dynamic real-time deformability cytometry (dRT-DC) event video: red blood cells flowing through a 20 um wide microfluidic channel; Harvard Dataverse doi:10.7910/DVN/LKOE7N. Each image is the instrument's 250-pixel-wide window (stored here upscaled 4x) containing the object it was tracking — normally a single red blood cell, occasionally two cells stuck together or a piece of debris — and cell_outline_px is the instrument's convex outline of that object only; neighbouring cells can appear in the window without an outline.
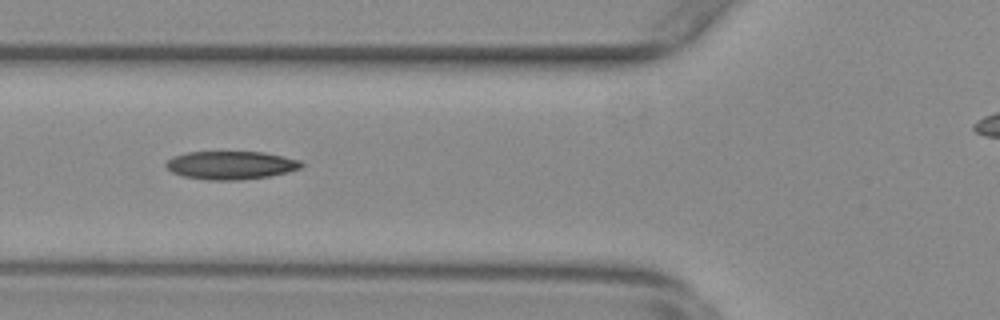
{"species": "common noctule bat (a hibernating species)", "species_latin": "Nyctalus noctula", "temperature_condition": "warm", "stored_images_in_passage": 37, "camera_frame_rate_fps": 3000, "um_per_image_px": 0.085, "animal": {"sex": "female", "body_mass_g": 29.2, "forearm_length_mm": 56.3}, "frame": {"image": 1, "passage_image": 9, "time_ms": 2.667, "image_size_px": [1000, 320], "cell_outline_px": [[304, 164], [300, 168], [288, 172], [272, 176], [240, 180], [208, 180], [184, 176], [172, 172], [164, 164], [172, 156], [188, 152], [264, 152], [284, 156], [300, 160]], "centroid_in_image_um": [19.65, 14.04], "position_along_channel_um": 106.2, "area_um2": 22.37}}
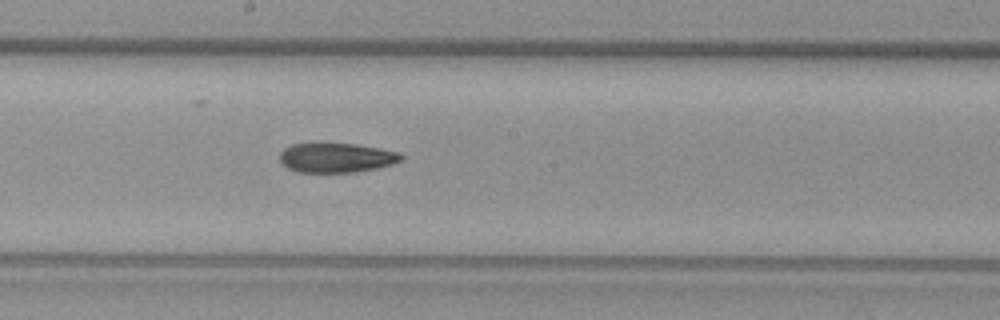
{"frame": {"image": 2, "passage_image": 18, "time_ms": 5.667, "image_size_px": [1000, 320], "cell_outline_px": [[404, 160], [392, 164], [376, 168], [356, 172], [296, 172], [288, 168], [280, 160], [280, 152], [284, 148], [292, 144], [316, 140], [320, 140], [356, 144], [380, 148], [400, 152], [404, 156]], "centroid_in_image_um": [28.58, 13.35], "position_along_channel_um": 219.6, "area_um2": 21.85}}
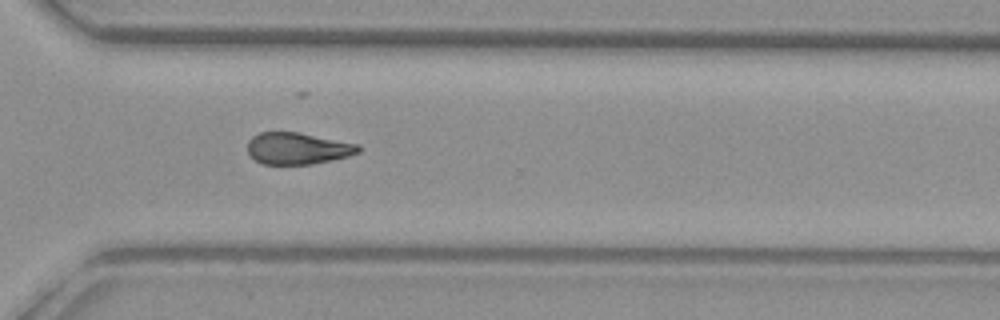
{"frame": {"image": 3, "passage_image": 28, "time_ms": 9.0, "image_size_px": [1000, 320], "cell_outline_px": [[360, 152], [348, 156], [332, 160], [312, 164], [260, 164], [248, 152], [248, 140], [252, 136], [260, 132], [300, 132], [360, 144]], "centroid_in_image_um": [25.32, 12.61], "position_along_channel_um": 345.3, "area_um2": 20.63}}